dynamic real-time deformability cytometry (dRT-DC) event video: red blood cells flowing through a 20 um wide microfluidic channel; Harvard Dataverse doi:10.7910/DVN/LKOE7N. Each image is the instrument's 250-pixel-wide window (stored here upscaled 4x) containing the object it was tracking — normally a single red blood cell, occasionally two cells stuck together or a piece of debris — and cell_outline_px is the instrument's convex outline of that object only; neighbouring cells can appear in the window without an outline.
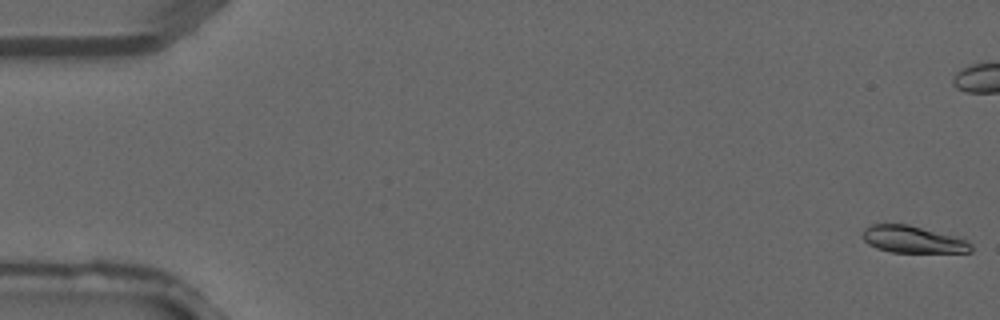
{"species": "common noctule bat (a hibernating species)", "species_latin": "Nyctalus noctula", "temperature_condition": "warm", "stored_images_in_passage": 4, "camera_frame_rate_fps": 3000, "um_per_image_px": 0.085, "animal": {"sex": "male", "forearm_length_mm": 52.5}, "frame": {"image": 1, "passage_image": 1, "time_ms": 0.0, "image_size_px": [1000, 320], "cell_outline_px": [[972, 252], [892, 252], [876, 248], [868, 244], [864, 240], [864, 228], [872, 224], [908, 224], [964, 236], [972, 244]], "centroid_in_image_um": [77.7, 20.34], "position_along_channel_um": 7.3, "area_um2": 17.51}}